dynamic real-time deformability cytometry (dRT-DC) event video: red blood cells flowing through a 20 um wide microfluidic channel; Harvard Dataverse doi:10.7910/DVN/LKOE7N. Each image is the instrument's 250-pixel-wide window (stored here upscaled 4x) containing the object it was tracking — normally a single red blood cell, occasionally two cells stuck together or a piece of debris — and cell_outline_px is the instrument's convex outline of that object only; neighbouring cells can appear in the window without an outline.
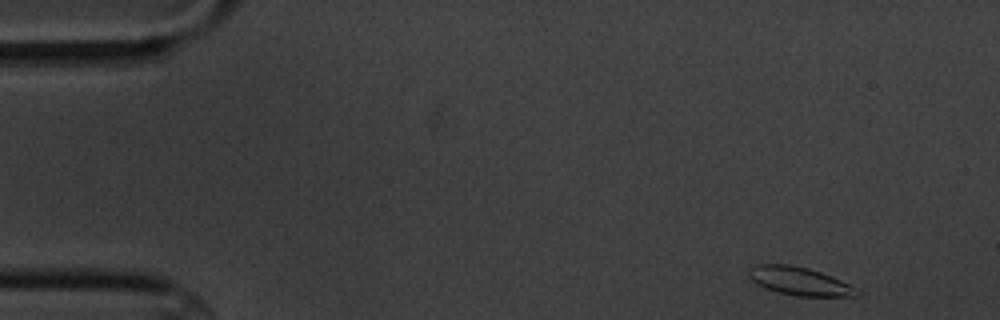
{"species": "common noctule bat (a hibernating species)", "species_latin": "Nyctalus noctula", "temperature_condition": "cold", "stored_images_in_passage": 8, "camera_frame_rate_fps": 3000, "um_per_image_px": 0.085, "animal": {"sex": "male", "body_mass_g": 20.1, "forearm_length_mm": 53.5}, "frame": {"image": 1, "passage_image": 1, "time_ms": 0.0, "image_size_px": [1000, 320], "cell_outline_px": [[860, 296], [796, 296], [764, 288], [756, 284], [748, 276], [748, 272], [752, 264], [792, 264], [808, 268], [820, 272], [840, 280], [848, 284], [860, 292]], "centroid_in_image_um": [67.9, 23.89], "position_along_channel_um": 17.1, "area_um2": 17.74}}
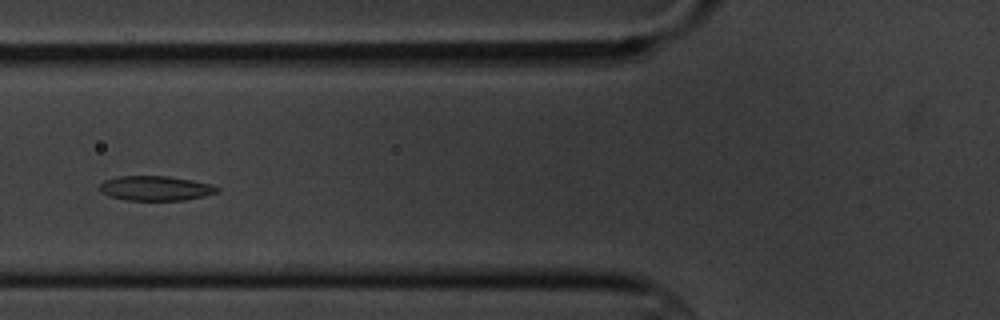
{"frame": {"image": 2, "passage_image": 6, "time_ms": 5.667, "image_size_px": [1000, 320], "cell_outline_px": [[220, 192], [204, 196], [184, 200], [124, 200], [108, 196], [100, 192], [100, 184], [104, 180], [116, 176], [168, 176], [192, 180], [208, 184], [220, 188]], "centroid_in_image_um": [13.19, 16.0], "position_along_channel_um": 112.6, "area_um2": 16.99}}
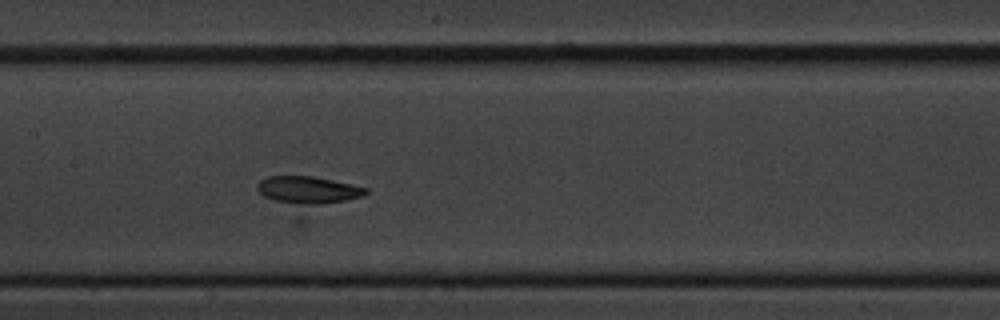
{"frame": {"image": 3, "passage_image": 8, "time_ms": 7.667, "image_size_px": [1000, 320], "cell_outline_px": [[368, 192], [364, 196], [300, 224], [296, 224], [264, 196], [256, 188], [256, 184], [260, 180], [268, 176], [312, 176], [352, 184], [368, 188]], "centroid_in_image_um": [26.16, 16.6], "position_along_channel_um": 181.2, "area_um2": 23.81}}